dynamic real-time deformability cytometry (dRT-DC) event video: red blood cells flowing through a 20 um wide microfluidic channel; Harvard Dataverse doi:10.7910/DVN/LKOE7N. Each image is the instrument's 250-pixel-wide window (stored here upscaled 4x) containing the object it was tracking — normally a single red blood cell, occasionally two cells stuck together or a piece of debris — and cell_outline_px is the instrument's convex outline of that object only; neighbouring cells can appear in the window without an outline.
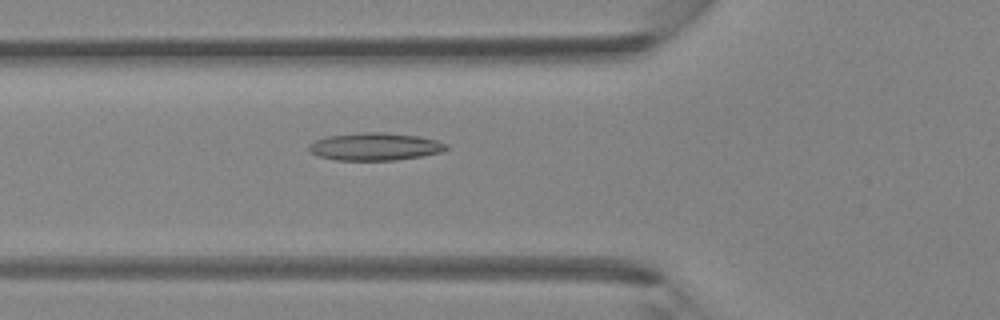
{"species": "Egyptian fruit bat (a non-hibernating species)", "species_latin": "Rousettus aegyptiacus", "temperature_condition": "room temperature", "stored_images_in_passage": 44, "camera_frame_rate_fps": 3000, "um_per_image_px": 0.085, "animal": {"sex": "female"}, "frame": {"image": 1, "passage_image": 16, "time_ms": 5.0, "image_size_px": [1000, 320], "cell_outline_px": [[448, 148], [440, 152], [420, 156], [396, 160], [336, 160], [320, 156], [312, 152], [308, 148], [308, 144], [316, 140], [328, 136], [364, 132], [384, 132], [420, 136], [436, 140], [448, 144]], "centroid_in_image_um": [31.89, 12.45], "position_along_channel_um": 93.9, "area_um2": 21.96}}
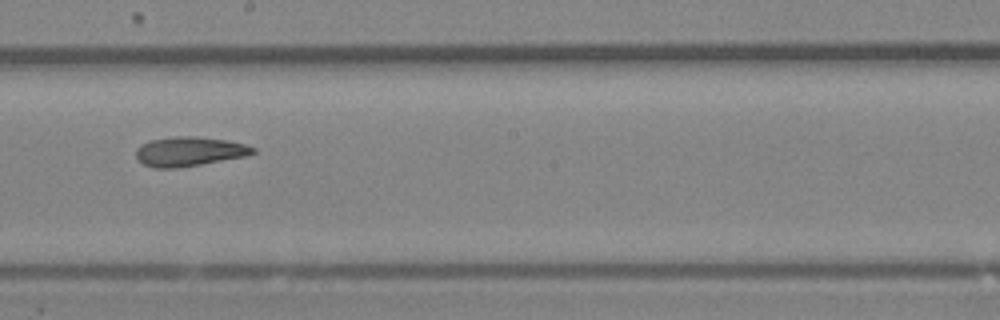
{"frame": {"image": 2, "passage_image": 25, "time_ms": 8.0, "image_size_px": [1000, 320], "cell_outline_px": [[256, 152], [244, 156], [200, 164], [176, 168], [156, 168], [144, 164], [136, 156], [136, 148], [140, 144], [152, 140], [176, 136], [196, 136], [228, 140], [244, 144], [256, 148]], "centroid_in_image_um": [16.08, 12.86], "position_along_channel_um": 232.1, "area_um2": 19.83}}
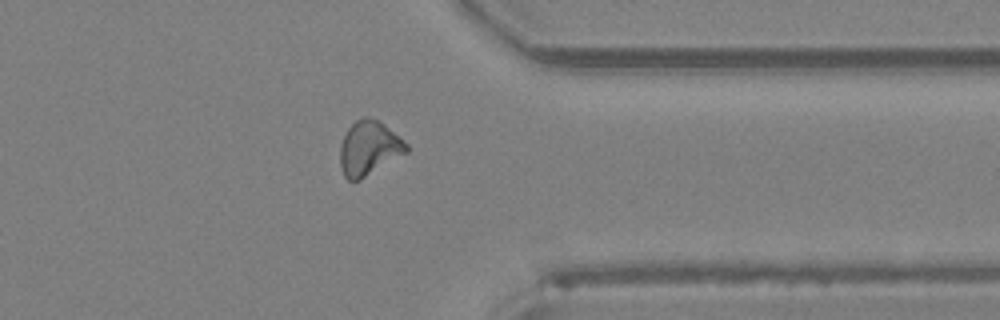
{"frame": {"image": 3, "passage_image": 35, "time_ms": 11.333, "image_size_px": [1000, 320], "cell_outline_px": [[408, 152], [360, 180], [348, 180], [344, 176], [340, 164], [340, 144], [348, 128], [360, 116], [368, 116], [384, 124], [404, 140], [408, 144]], "centroid_in_image_um": [31.36, 12.59], "position_along_channel_um": 380.0, "area_um2": 21.04}}